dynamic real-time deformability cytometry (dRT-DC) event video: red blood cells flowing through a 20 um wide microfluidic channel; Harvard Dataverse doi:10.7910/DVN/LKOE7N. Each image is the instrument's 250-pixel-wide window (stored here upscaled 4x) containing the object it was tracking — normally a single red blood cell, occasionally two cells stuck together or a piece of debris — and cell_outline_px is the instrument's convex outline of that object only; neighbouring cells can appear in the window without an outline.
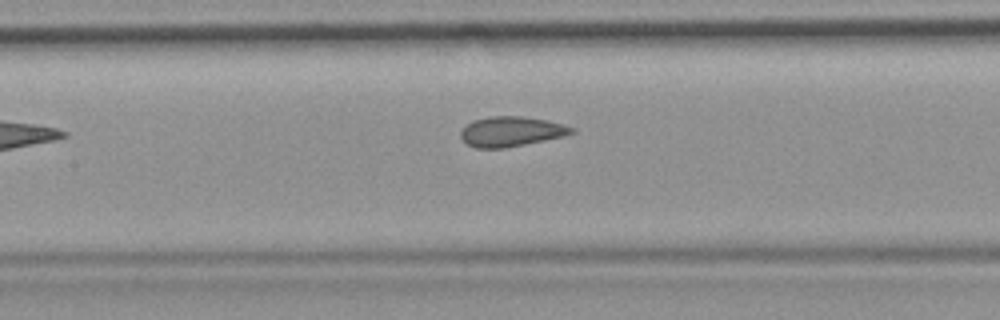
{"species": "common noctule bat (a hibernating species)", "species_latin": "Nyctalus noctula", "temperature_condition": "room temperature", "stored_images_in_passage": 7, "camera_frame_rate_fps": 3000, "um_per_image_px": 0.085, "animal": {"sex": "female", "body_mass_g": 19.9}, "frame": {"image": 1, "passage_image": 6, "time_ms": 7.0, "image_size_px": [1000, 320], "cell_outline_px": [[576, 132], [564, 136], [504, 148], [476, 148], [468, 144], [460, 136], [460, 128], [472, 120], [492, 116], [520, 116], [544, 120], [564, 124], [576, 128]], "centroid_in_image_um": [43.43, 11.17], "position_along_channel_um": 164.0, "area_um2": 19.36}}
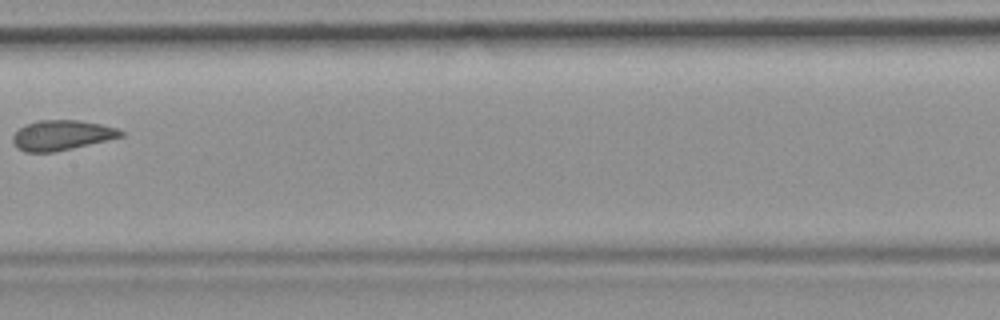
{"frame": {"image": 2, "passage_image": 7, "time_ms": 8.0, "image_size_px": [1000, 320], "cell_outline_px": [[124, 136], [72, 148], [52, 152], [24, 152], [16, 148], [12, 140], [12, 136], [24, 124], [36, 120], [76, 120], [100, 124], [116, 128], [124, 132]], "centroid_in_image_um": [5.2, 11.49], "position_along_channel_um": 202.2, "area_um2": 18.84}}